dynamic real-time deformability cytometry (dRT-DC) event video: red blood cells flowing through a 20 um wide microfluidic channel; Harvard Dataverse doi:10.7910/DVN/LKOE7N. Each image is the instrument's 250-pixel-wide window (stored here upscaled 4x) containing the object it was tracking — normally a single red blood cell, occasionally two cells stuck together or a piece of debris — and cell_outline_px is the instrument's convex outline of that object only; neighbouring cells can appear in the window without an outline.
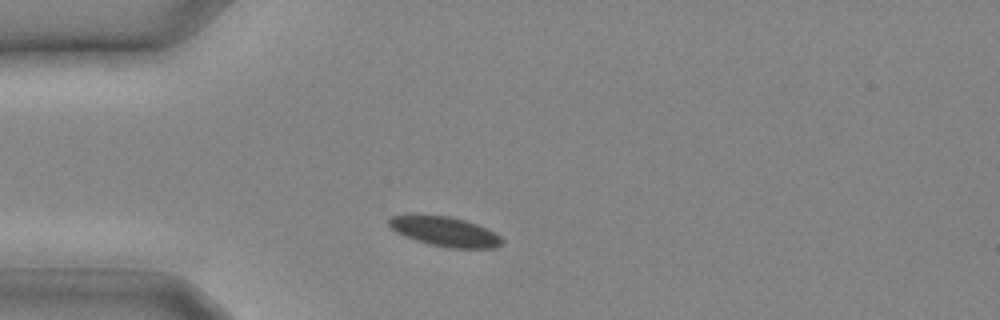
{"species": "common noctule bat (a hibernating species)", "species_latin": "Nyctalus noctula", "temperature_condition": "cold", "stored_images_in_passage": 11, "camera_frame_rate_fps": 3000, "um_per_image_px": 0.085, "animal": {"sex": "male", "body_mass_g": 20.4}, "frame": {"image": 1, "passage_image": 1, "time_ms": 0.0, "image_size_px": [1000, 320], "cell_outline_px": [[504, 240], [500, 244], [492, 248], [448, 248], [428, 244], [404, 236], [396, 232], [388, 224], [388, 220], [392, 216], [448, 216], [464, 220], [476, 224], [500, 236]], "centroid_in_image_um": [37.81, 19.7], "position_along_channel_um": 47.2, "area_um2": 19.02}}
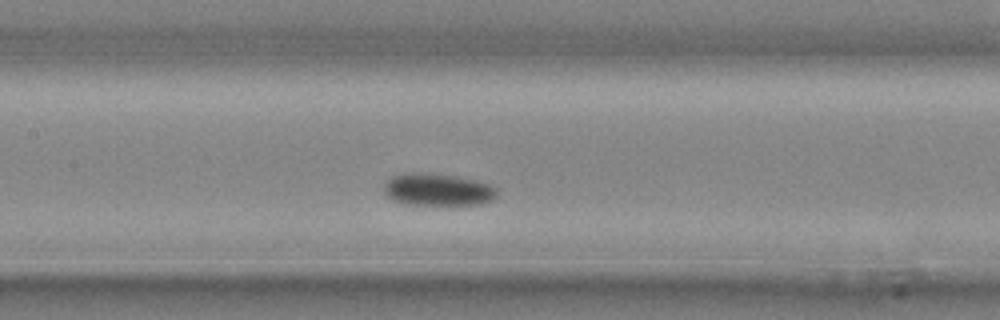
{"frame": {"image": 2, "passage_image": 7, "time_ms": 2.0, "image_size_px": [1000, 320], "cell_outline_px": [[496, 196], [492, 200], [480, 204], [404, 204], [392, 200], [384, 192], [384, 184], [392, 176], [408, 172], [424, 172], [456, 176], [476, 180], [488, 184], [496, 188]], "centroid_in_image_um": [37.17, 16.1], "position_along_channel_um": 170.2, "area_um2": 21.21}}
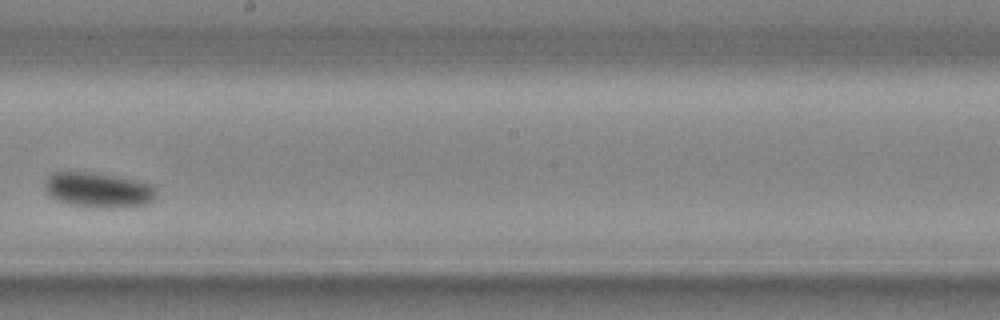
{"frame": {"image": 3, "passage_image": 10, "time_ms": 3.0, "image_size_px": [1000, 320], "cell_outline_px": [[156, 200], [148, 204], [124, 208], [96, 208], [68, 204], [56, 200], [48, 192], [44, 184], [48, 176], [52, 172], [68, 168], [96, 172], [152, 184], [156, 196]], "centroid_in_image_um": [8.32, 16.12], "position_along_channel_um": 239.9, "area_um2": 23.64}}